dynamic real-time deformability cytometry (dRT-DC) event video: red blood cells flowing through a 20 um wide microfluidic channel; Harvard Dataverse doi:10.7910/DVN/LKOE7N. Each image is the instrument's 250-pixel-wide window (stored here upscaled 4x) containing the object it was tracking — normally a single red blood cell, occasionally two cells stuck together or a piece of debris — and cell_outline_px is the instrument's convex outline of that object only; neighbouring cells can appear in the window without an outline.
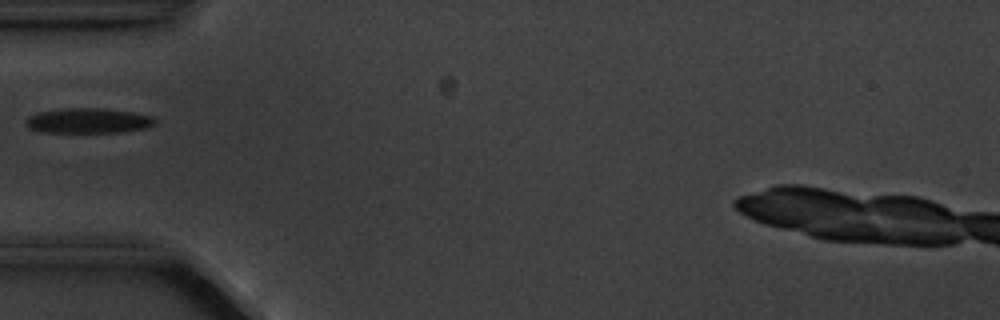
{"species": "common noctule bat (a hibernating species)", "species_latin": "Nyctalus noctula", "temperature_condition": "cold", "stored_images_in_passage": 1, "camera_frame_rate_fps": 3000, "um_per_image_px": 0.085, "animal": {"sex": "male", "body_mass_g": 20.1, "forearm_length_mm": 53.5}, "frame": {"image": 1, "passage_image": 1, "time_ms": 0.0, "image_size_px": [1000, 320], "cell_outline_px": [[156, 124], [148, 128], [124, 132], [40, 132], [28, 128], [24, 120], [28, 116], [40, 112], [64, 108], [104, 108], [132, 112], [152, 116], [156, 120]], "centroid_in_image_um": [7.52, 10.26], "position_along_channel_um": 77.5, "area_um2": 19.07}}